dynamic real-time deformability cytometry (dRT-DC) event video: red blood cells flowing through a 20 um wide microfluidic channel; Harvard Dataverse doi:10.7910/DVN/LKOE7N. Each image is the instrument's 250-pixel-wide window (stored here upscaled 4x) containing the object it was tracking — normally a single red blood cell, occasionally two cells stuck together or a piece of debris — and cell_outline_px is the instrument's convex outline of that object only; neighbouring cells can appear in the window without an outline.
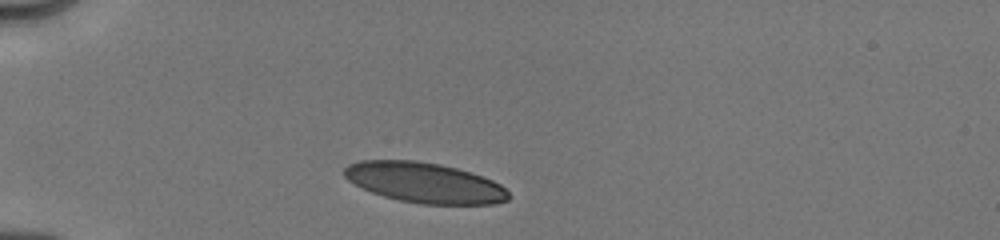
{"species": "human", "species_latin": "Homo sapiens", "temperature_condition": "cold", "stored_images_in_passage": 6, "camera_frame_rate_fps": 3000, "um_per_image_px": 0.085, "donor": {"sex": "male"}, "frame": {"image": 1, "passage_image": 1, "time_ms": 0.0, "image_size_px": [1000, 240], "cell_outline_px": [[512, 196], [508, 200], [496, 204], [424, 204], [400, 200], [384, 196], [372, 192], [348, 180], [344, 176], [344, 168], [348, 164], [360, 160], [416, 160], [440, 164], [456, 168], [492, 180], [500, 184]], "centroid_in_image_um": [36.09, 15.52], "position_along_channel_um": 48.9, "area_um2": 38.38}}
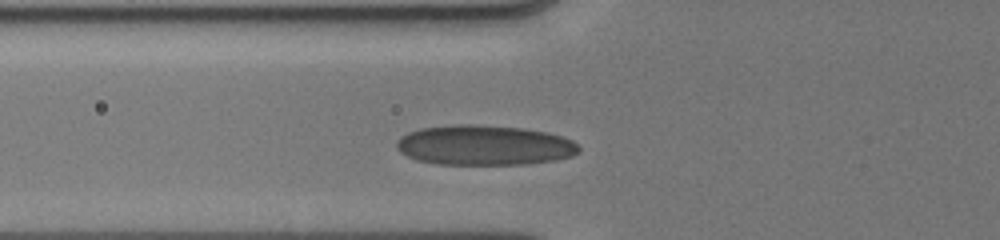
{"frame": {"image": 2, "passage_image": 5, "time_ms": 1.667, "image_size_px": [1000, 240], "cell_outline_px": [[580, 152], [572, 156], [556, 160], [524, 164], [436, 164], [416, 160], [400, 152], [396, 148], [396, 140], [400, 136], [408, 132], [420, 128], [456, 124], [472, 124], [520, 128], [548, 132], [572, 140], [580, 148]], "centroid_in_image_um": [41.14, 12.34], "position_along_channel_um": 84.7, "area_um2": 42.66}}